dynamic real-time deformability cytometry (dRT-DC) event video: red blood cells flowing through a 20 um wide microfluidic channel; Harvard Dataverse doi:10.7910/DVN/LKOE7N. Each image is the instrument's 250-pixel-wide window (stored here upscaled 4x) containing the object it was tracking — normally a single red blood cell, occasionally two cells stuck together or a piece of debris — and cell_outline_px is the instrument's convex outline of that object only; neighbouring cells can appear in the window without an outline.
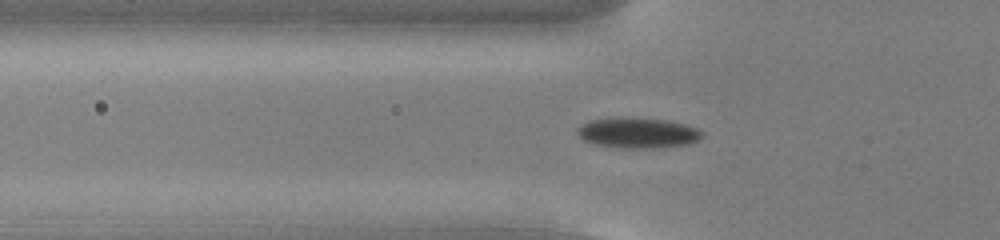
{"species": "common noctule bat (a hibernating species)", "species_latin": "Nyctalus noctula", "temperature_condition": "cold", "stored_images_in_passage": 54, "camera_frame_rate_fps": 3000, "um_per_image_px": 0.085, "animal": {"sex": "male", "body_mass_g": 13.0, "forearm_length_mm": 53.1}, "frame": {"image": 1, "passage_image": 18, "time_ms": 5.667, "image_size_px": [1000, 240], "cell_outline_px": [[704, 136], [700, 140], [688, 144], [656, 148], [620, 148], [592, 144], [584, 140], [576, 132], [576, 128], [592, 120], [668, 120], [684, 124], [696, 128], [704, 132]], "centroid_in_image_um": [54.28, 11.35], "position_along_channel_um": 71.5, "area_um2": 21.39}}
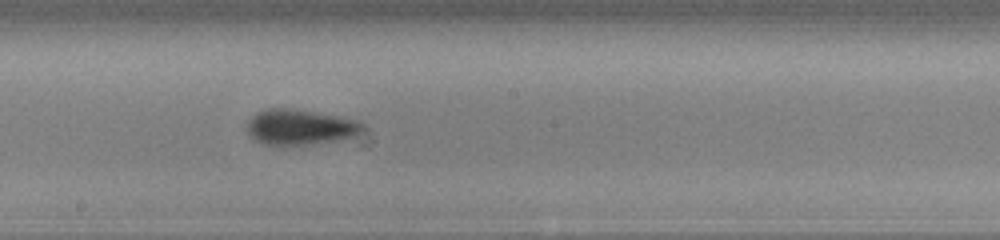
{"frame": {"image": 2, "passage_image": 30, "time_ms": 9.667, "image_size_px": [1000, 240], "cell_outline_px": [[364, 128], [352, 136], [336, 140], [280, 148], [264, 144], [256, 140], [248, 132], [244, 124], [256, 112], [268, 108], [288, 108], [360, 120], [364, 124]], "centroid_in_image_um": [25.42, 10.82], "position_along_channel_um": 222.8, "area_um2": 24.1}}
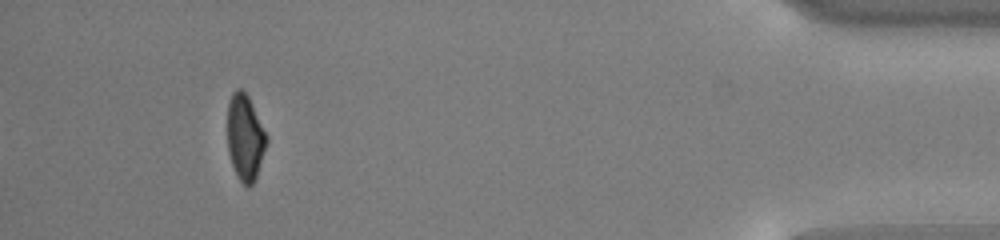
{"frame": {"image": 3, "passage_image": 50, "time_ms": 16.333, "image_size_px": [1000, 240], "cell_outline_px": [[268, 140], [256, 176], [252, 184], [248, 188], [240, 180], [232, 164], [228, 152], [228, 100], [232, 92], [236, 88], [240, 88], [248, 96], [268, 136]], "centroid_in_image_um": [20.83, 11.65], "position_along_channel_um": 414.4, "area_um2": 19.42}, "authors_computed_cell_mechanics": {"area_um2": 21.3282, "velocity_mm_per_s": 3.7861, "shape_relaxation_time_tau1_ms": 2.4253, "shape_relaxation_time_tau2_ms": null, "deformation_change_tau1": 0.1081, "deformation_change_tau2": null}}